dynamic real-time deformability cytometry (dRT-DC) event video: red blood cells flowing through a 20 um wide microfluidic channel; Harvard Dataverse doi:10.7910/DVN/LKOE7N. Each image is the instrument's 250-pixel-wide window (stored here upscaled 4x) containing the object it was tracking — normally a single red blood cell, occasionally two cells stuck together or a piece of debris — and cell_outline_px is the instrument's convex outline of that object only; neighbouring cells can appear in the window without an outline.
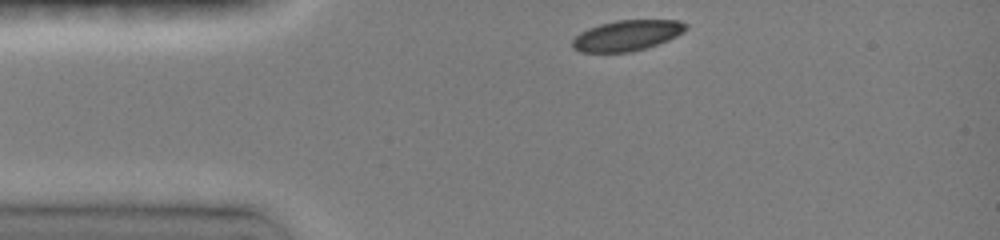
{"species": "common noctule bat (a hibernating species)", "species_latin": "Nyctalus noctula", "temperature_condition": "room temperature", "stored_images_in_passage": 15, "camera_frame_rate_fps": 3000, "um_per_image_px": 0.085, "animal": {"sex": "female", "body_mass_g": 19.0, "forearm_length_mm": 51.5}, "frame": {"image": 1, "passage_image": 1, "time_ms": 0.0, "image_size_px": [1000, 240], "cell_outline_px": [[688, 28], [684, 32], [668, 40], [632, 52], [580, 52], [572, 48], [572, 40], [580, 32], [588, 28], [600, 24], [616, 20], [680, 20], [688, 24]], "centroid_in_image_um": [53.3, 3.01], "position_along_channel_um": 31.7, "area_um2": 20.29}}
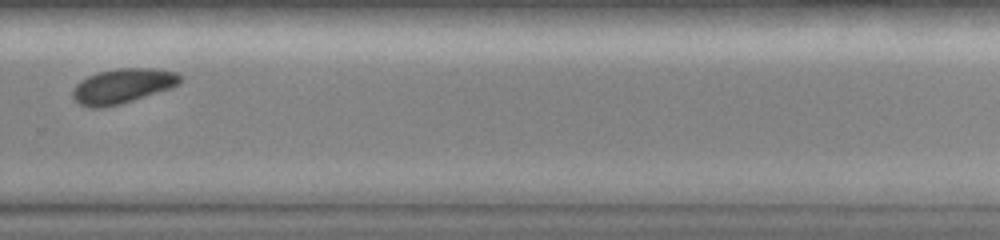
{"frame": {"image": 2, "passage_image": 9, "time_ms": 8.0, "image_size_px": [1000, 240], "cell_outline_px": [[184, 76], [180, 84], [172, 88], [120, 104], [100, 108], [92, 108], [80, 104], [72, 96], [72, 92], [76, 84], [80, 80], [88, 76], [100, 72], [116, 68], [152, 68], [176, 72]], "centroid_in_image_um": [10.46, 7.3], "position_along_channel_um": 319.3, "area_um2": 21.85}}
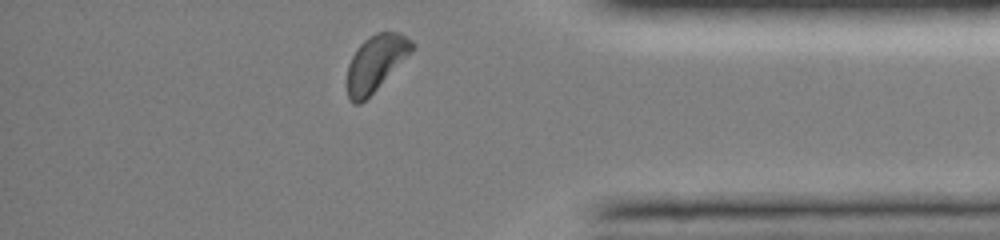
{"frame": {"image": 3, "passage_image": 14, "time_ms": 10.333, "image_size_px": [1000, 240], "cell_outline_px": [[416, 44], [412, 52], [360, 104], [352, 104], [348, 100], [348, 64], [356, 48], [368, 36], [376, 32], [400, 32], [412, 40]], "centroid_in_image_um": [31.94, 5.32], "position_along_channel_um": 403.3, "area_um2": 20.92}, "authors_computed_cell_mechanics": {"area_um2": 21.8484, "velocity_mm_per_s": 4.0509, "shape_relaxation_time_tau1_ms": 1.5205, "shape_relaxation_time_tau2_ms": null, "deformation_change_tau1": 0.0794, "deformation_change_tau2": null}}